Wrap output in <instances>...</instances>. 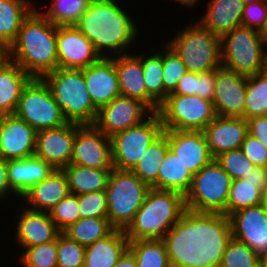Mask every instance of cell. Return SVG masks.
<instances>
[{
	"label": "cell",
	"instance_id": "1",
	"mask_svg": "<svg viewBox=\"0 0 267 267\" xmlns=\"http://www.w3.org/2000/svg\"><path fill=\"white\" fill-rule=\"evenodd\" d=\"M128 241L141 239H198L183 194L151 188L133 221L124 230Z\"/></svg>",
	"mask_w": 267,
	"mask_h": 267
},
{
	"label": "cell",
	"instance_id": "2",
	"mask_svg": "<svg viewBox=\"0 0 267 267\" xmlns=\"http://www.w3.org/2000/svg\"><path fill=\"white\" fill-rule=\"evenodd\" d=\"M117 2L116 0H93L75 25L104 58L128 54L140 33L135 19H132Z\"/></svg>",
	"mask_w": 267,
	"mask_h": 267
},
{
	"label": "cell",
	"instance_id": "3",
	"mask_svg": "<svg viewBox=\"0 0 267 267\" xmlns=\"http://www.w3.org/2000/svg\"><path fill=\"white\" fill-rule=\"evenodd\" d=\"M6 57L20 65L32 78L42 79L58 68L57 26L37 6L24 19Z\"/></svg>",
	"mask_w": 267,
	"mask_h": 267
},
{
	"label": "cell",
	"instance_id": "4",
	"mask_svg": "<svg viewBox=\"0 0 267 267\" xmlns=\"http://www.w3.org/2000/svg\"><path fill=\"white\" fill-rule=\"evenodd\" d=\"M232 181L215 159L194 174L184 197L188 216L198 229L210 224L220 225L227 218Z\"/></svg>",
	"mask_w": 267,
	"mask_h": 267
},
{
	"label": "cell",
	"instance_id": "5",
	"mask_svg": "<svg viewBox=\"0 0 267 267\" xmlns=\"http://www.w3.org/2000/svg\"><path fill=\"white\" fill-rule=\"evenodd\" d=\"M48 85L55 104L68 122L93 125L98 108L87 91L83 69L57 68L42 78Z\"/></svg>",
	"mask_w": 267,
	"mask_h": 267
},
{
	"label": "cell",
	"instance_id": "6",
	"mask_svg": "<svg viewBox=\"0 0 267 267\" xmlns=\"http://www.w3.org/2000/svg\"><path fill=\"white\" fill-rule=\"evenodd\" d=\"M168 44L185 64L187 72L205 73L222 66L221 37L198 22L177 31Z\"/></svg>",
	"mask_w": 267,
	"mask_h": 267
},
{
	"label": "cell",
	"instance_id": "7",
	"mask_svg": "<svg viewBox=\"0 0 267 267\" xmlns=\"http://www.w3.org/2000/svg\"><path fill=\"white\" fill-rule=\"evenodd\" d=\"M151 187L132 171L113 168L105 189L110 224L125 230L133 221Z\"/></svg>",
	"mask_w": 267,
	"mask_h": 267
},
{
	"label": "cell",
	"instance_id": "8",
	"mask_svg": "<svg viewBox=\"0 0 267 267\" xmlns=\"http://www.w3.org/2000/svg\"><path fill=\"white\" fill-rule=\"evenodd\" d=\"M267 39L243 25L221 37L222 67L250 76L263 71Z\"/></svg>",
	"mask_w": 267,
	"mask_h": 267
},
{
	"label": "cell",
	"instance_id": "9",
	"mask_svg": "<svg viewBox=\"0 0 267 267\" xmlns=\"http://www.w3.org/2000/svg\"><path fill=\"white\" fill-rule=\"evenodd\" d=\"M196 251L213 267H261L251 248L215 224L199 228Z\"/></svg>",
	"mask_w": 267,
	"mask_h": 267
},
{
	"label": "cell",
	"instance_id": "10",
	"mask_svg": "<svg viewBox=\"0 0 267 267\" xmlns=\"http://www.w3.org/2000/svg\"><path fill=\"white\" fill-rule=\"evenodd\" d=\"M163 131L160 116L153 112L140 124L114 134L111 137L113 168L132 171Z\"/></svg>",
	"mask_w": 267,
	"mask_h": 267
},
{
	"label": "cell",
	"instance_id": "11",
	"mask_svg": "<svg viewBox=\"0 0 267 267\" xmlns=\"http://www.w3.org/2000/svg\"><path fill=\"white\" fill-rule=\"evenodd\" d=\"M157 113L164 130L204 131L217 116L213 102L197 95L170 94Z\"/></svg>",
	"mask_w": 267,
	"mask_h": 267
},
{
	"label": "cell",
	"instance_id": "12",
	"mask_svg": "<svg viewBox=\"0 0 267 267\" xmlns=\"http://www.w3.org/2000/svg\"><path fill=\"white\" fill-rule=\"evenodd\" d=\"M36 131L62 126L68 121L55 104L43 79L32 78L24 87L14 113Z\"/></svg>",
	"mask_w": 267,
	"mask_h": 267
},
{
	"label": "cell",
	"instance_id": "13",
	"mask_svg": "<svg viewBox=\"0 0 267 267\" xmlns=\"http://www.w3.org/2000/svg\"><path fill=\"white\" fill-rule=\"evenodd\" d=\"M198 239H141L129 241L137 267H180L197 248Z\"/></svg>",
	"mask_w": 267,
	"mask_h": 267
},
{
	"label": "cell",
	"instance_id": "14",
	"mask_svg": "<svg viewBox=\"0 0 267 267\" xmlns=\"http://www.w3.org/2000/svg\"><path fill=\"white\" fill-rule=\"evenodd\" d=\"M227 234L245 243L259 257L267 250V211L264 204L231 213L220 225Z\"/></svg>",
	"mask_w": 267,
	"mask_h": 267
},
{
	"label": "cell",
	"instance_id": "15",
	"mask_svg": "<svg viewBox=\"0 0 267 267\" xmlns=\"http://www.w3.org/2000/svg\"><path fill=\"white\" fill-rule=\"evenodd\" d=\"M152 113L143 102L119 95L98 109L93 125L111 138L118 132L140 124Z\"/></svg>",
	"mask_w": 267,
	"mask_h": 267
},
{
	"label": "cell",
	"instance_id": "16",
	"mask_svg": "<svg viewBox=\"0 0 267 267\" xmlns=\"http://www.w3.org/2000/svg\"><path fill=\"white\" fill-rule=\"evenodd\" d=\"M71 164L96 169H113L111 138L94 125L76 123Z\"/></svg>",
	"mask_w": 267,
	"mask_h": 267
},
{
	"label": "cell",
	"instance_id": "17",
	"mask_svg": "<svg viewBox=\"0 0 267 267\" xmlns=\"http://www.w3.org/2000/svg\"><path fill=\"white\" fill-rule=\"evenodd\" d=\"M58 67L82 70L102 57L76 26H57Z\"/></svg>",
	"mask_w": 267,
	"mask_h": 267
},
{
	"label": "cell",
	"instance_id": "18",
	"mask_svg": "<svg viewBox=\"0 0 267 267\" xmlns=\"http://www.w3.org/2000/svg\"><path fill=\"white\" fill-rule=\"evenodd\" d=\"M247 76L224 67L215 70L214 110L221 117L244 118Z\"/></svg>",
	"mask_w": 267,
	"mask_h": 267
},
{
	"label": "cell",
	"instance_id": "19",
	"mask_svg": "<svg viewBox=\"0 0 267 267\" xmlns=\"http://www.w3.org/2000/svg\"><path fill=\"white\" fill-rule=\"evenodd\" d=\"M76 123L37 131L35 156L43 159L55 170L71 164Z\"/></svg>",
	"mask_w": 267,
	"mask_h": 267
},
{
	"label": "cell",
	"instance_id": "20",
	"mask_svg": "<svg viewBox=\"0 0 267 267\" xmlns=\"http://www.w3.org/2000/svg\"><path fill=\"white\" fill-rule=\"evenodd\" d=\"M36 133L15 114L0 116V157L8 161L34 156Z\"/></svg>",
	"mask_w": 267,
	"mask_h": 267
},
{
	"label": "cell",
	"instance_id": "21",
	"mask_svg": "<svg viewBox=\"0 0 267 267\" xmlns=\"http://www.w3.org/2000/svg\"><path fill=\"white\" fill-rule=\"evenodd\" d=\"M164 131L167 134L169 149L193 175L214 159L203 131Z\"/></svg>",
	"mask_w": 267,
	"mask_h": 267
},
{
	"label": "cell",
	"instance_id": "22",
	"mask_svg": "<svg viewBox=\"0 0 267 267\" xmlns=\"http://www.w3.org/2000/svg\"><path fill=\"white\" fill-rule=\"evenodd\" d=\"M23 207V208H22ZM18 208L16 222L15 243L25 250L26 248L57 240L62 233L48 212L35 211L22 205Z\"/></svg>",
	"mask_w": 267,
	"mask_h": 267
},
{
	"label": "cell",
	"instance_id": "23",
	"mask_svg": "<svg viewBox=\"0 0 267 267\" xmlns=\"http://www.w3.org/2000/svg\"><path fill=\"white\" fill-rule=\"evenodd\" d=\"M83 76L91 100L98 109L121 95L114 57H102L84 68Z\"/></svg>",
	"mask_w": 267,
	"mask_h": 267
},
{
	"label": "cell",
	"instance_id": "24",
	"mask_svg": "<svg viewBox=\"0 0 267 267\" xmlns=\"http://www.w3.org/2000/svg\"><path fill=\"white\" fill-rule=\"evenodd\" d=\"M203 132L215 159L221 153L241 148L248 134V123L242 117L216 116Z\"/></svg>",
	"mask_w": 267,
	"mask_h": 267
},
{
	"label": "cell",
	"instance_id": "25",
	"mask_svg": "<svg viewBox=\"0 0 267 267\" xmlns=\"http://www.w3.org/2000/svg\"><path fill=\"white\" fill-rule=\"evenodd\" d=\"M55 169L43 159L31 156L7 161V176L15 196L21 198L38 182L46 179Z\"/></svg>",
	"mask_w": 267,
	"mask_h": 267
},
{
	"label": "cell",
	"instance_id": "26",
	"mask_svg": "<svg viewBox=\"0 0 267 267\" xmlns=\"http://www.w3.org/2000/svg\"><path fill=\"white\" fill-rule=\"evenodd\" d=\"M206 11L198 20L205 29L222 37L242 25V0H209Z\"/></svg>",
	"mask_w": 267,
	"mask_h": 267
},
{
	"label": "cell",
	"instance_id": "27",
	"mask_svg": "<svg viewBox=\"0 0 267 267\" xmlns=\"http://www.w3.org/2000/svg\"><path fill=\"white\" fill-rule=\"evenodd\" d=\"M69 193L66 174L63 170H54L46 179L29 189L21 199L30 204H26V208L49 213Z\"/></svg>",
	"mask_w": 267,
	"mask_h": 267
},
{
	"label": "cell",
	"instance_id": "28",
	"mask_svg": "<svg viewBox=\"0 0 267 267\" xmlns=\"http://www.w3.org/2000/svg\"><path fill=\"white\" fill-rule=\"evenodd\" d=\"M32 77L20 65L4 57L0 61V116L14 114L24 87Z\"/></svg>",
	"mask_w": 267,
	"mask_h": 267
},
{
	"label": "cell",
	"instance_id": "29",
	"mask_svg": "<svg viewBox=\"0 0 267 267\" xmlns=\"http://www.w3.org/2000/svg\"><path fill=\"white\" fill-rule=\"evenodd\" d=\"M128 246L124 230L114 229L106 237L85 247L84 267H114Z\"/></svg>",
	"mask_w": 267,
	"mask_h": 267
},
{
	"label": "cell",
	"instance_id": "30",
	"mask_svg": "<svg viewBox=\"0 0 267 267\" xmlns=\"http://www.w3.org/2000/svg\"><path fill=\"white\" fill-rule=\"evenodd\" d=\"M119 89L123 96L137 99L146 105V85L141 60L136 54L114 56Z\"/></svg>",
	"mask_w": 267,
	"mask_h": 267
},
{
	"label": "cell",
	"instance_id": "31",
	"mask_svg": "<svg viewBox=\"0 0 267 267\" xmlns=\"http://www.w3.org/2000/svg\"><path fill=\"white\" fill-rule=\"evenodd\" d=\"M35 7L30 0H0V46L4 50L15 41L24 19Z\"/></svg>",
	"mask_w": 267,
	"mask_h": 267
},
{
	"label": "cell",
	"instance_id": "32",
	"mask_svg": "<svg viewBox=\"0 0 267 267\" xmlns=\"http://www.w3.org/2000/svg\"><path fill=\"white\" fill-rule=\"evenodd\" d=\"M71 194L81 195L94 191H104L112 169H96L76 164L64 167Z\"/></svg>",
	"mask_w": 267,
	"mask_h": 267
},
{
	"label": "cell",
	"instance_id": "33",
	"mask_svg": "<svg viewBox=\"0 0 267 267\" xmlns=\"http://www.w3.org/2000/svg\"><path fill=\"white\" fill-rule=\"evenodd\" d=\"M193 176L169 149L159 168L157 182L151 188L176 191L185 196L191 187Z\"/></svg>",
	"mask_w": 267,
	"mask_h": 267
},
{
	"label": "cell",
	"instance_id": "34",
	"mask_svg": "<svg viewBox=\"0 0 267 267\" xmlns=\"http://www.w3.org/2000/svg\"><path fill=\"white\" fill-rule=\"evenodd\" d=\"M152 55H136L142 63L146 85V106L157 112L159 105L163 102V47Z\"/></svg>",
	"mask_w": 267,
	"mask_h": 267
},
{
	"label": "cell",
	"instance_id": "35",
	"mask_svg": "<svg viewBox=\"0 0 267 267\" xmlns=\"http://www.w3.org/2000/svg\"><path fill=\"white\" fill-rule=\"evenodd\" d=\"M169 150L165 131L148 147L132 172L143 182L152 187L158 179L159 168Z\"/></svg>",
	"mask_w": 267,
	"mask_h": 267
},
{
	"label": "cell",
	"instance_id": "36",
	"mask_svg": "<svg viewBox=\"0 0 267 267\" xmlns=\"http://www.w3.org/2000/svg\"><path fill=\"white\" fill-rule=\"evenodd\" d=\"M114 229L107 217H86L78 219L63 233L71 240L87 247L95 241L106 237Z\"/></svg>",
	"mask_w": 267,
	"mask_h": 267
},
{
	"label": "cell",
	"instance_id": "37",
	"mask_svg": "<svg viewBox=\"0 0 267 267\" xmlns=\"http://www.w3.org/2000/svg\"><path fill=\"white\" fill-rule=\"evenodd\" d=\"M92 1L51 0L48 9L40 12L56 26H75L90 7Z\"/></svg>",
	"mask_w": 267,
	"mask_h": 267
},
{
	"label": "cell",
	"instance_id": "38",
	"mask_svg": "<svg viewBox=\"0 0 267 267\" xmlns=\"http://www.w3.org/2000/svg\"><path fill=\"white\" fill-rule=\"evenodd\" d=\"M267 115V75L262 71L247 76L244 119Z\"/></svg>",
	"mask_w": 267,
	"mask_h": 267
},
{
	"label": "cell",
	"instance_id": "39",
	"mask_svg": "<svg viewBox=\"0 0 267 267\" xmlns=\"http://www.w3.org/2000/svg\"><path fill=\"white\" fill-rule=\"evenodd\" d=\"M263 196L254 184L243 179L233 180L227 200V217L237 210L262 204Z\"/></svg>",
	"mask_w": 267,
	"mask_h": 267
},
{
	"label": "cell",
	"instance_id": "40",
	"mask_svg": "<svg viewBox=\"0 0 267 267\" xmlns=\"http://www.w3.org/2000/svg\"><path fill=\"white\" fill-rule=\"evenodd\" d=\"M186 72V66L181 58L167 44L163 48V101L174 92Z\"/></svg>",
	"mask_w": 267,
	"mask_h": 267
},
{
	"label": "cell",
	"instance_id": "41",
	"mask_svg": "<svg viewBox=\"0 0 267 267\" xmlns=\"http://www.w3.org/2000/svg\"><path fill=\"white\" fill-rule=\"evenodd\" d=\"M23 251L19 255L23 267H57V240L29 247Z\"/></svg>",
	"mask_w": 267,
	"mask_h": 267
},
{
	"label": "cell",
	"instance_id": "42",
	"mask_svg": "<svg viewBox=\"0 0 267 267\" xmlns=\"http://www.w3.org/2000/svg\"><path fill=\"white\" fill-rule=\"evenodd\" d=\"M85 247L63 232L57 238V267H84Z\"/></svg>",
	"mask_w": 267,
	"mask_h": 267
},
{
	"label": "cell",
	"instance_id": "43",
	"mask_svg": "<svg viewBox=\"0 0 267 267\" xmlns=\"http://www.w3.org/2000/svg\"><path fill=\"white\" fill-rule=\"evenodd\" d=\"M49 215L61 232L81 218L78 207V195L69 193L59 201Z\"/></svg>",
	"mask_w": 267,
	"mask_h": 267
},
{
	"label": "cell",
	"instance_id": "44",
	"mask_svg": "<svg viewBox=\"0 0 267 267\" xmlns=\"http://www.w3.org/2000/svg\"><path fill=\"white\" fill-rule=\"evenodd\" d=\"M215 160L222 166L232 180L242 179L255 166L245 157L241 148L221 153Z\"/></svg>",
	"mask_w": 267,
	"mask_h": 267
},
{
	"label": "cell",
	"instance_id": "45",
	"mask_svg": "<svg viewBox=\"0 0 267 267\" xmlns=\"http://www.w3.org/2000/svg\"><path fill=\"white\" fill-rule=\"evenodd\" d=\"M78 207L81 218L107 217L108 206L105 190L78 195Z\"/></svg>",
	"mask_w": 267,
	"mask_h": 267
},
{
	"label": "cell",
	"instance_id": "46",
	"mask_svg": "<svg viewBox=\"0 0 267 267\" xmlns=\"http://www.w3.org/2000/svg\"><path fill=\"white\" fill-rule=\"evenodd\" d=\"M267 19V1L244 4L242 25L262 32Z\"/></svg>",
	"mask_w": 267,
	"mask_h": 267
},
{
	"label": "cell",
	"instance_id": "47",
	"mask_svg": "<svg viewBox=\"0 0 267 267\" xmlns=\"http://www.w3.org/2000/svg\"><path fill=\"white\" fill-rule=\"evenodd\" d=\"M241 150L255 167L267 168V149L257 138L248 133Z\"/></svg>",
	"mask_w": 267,
	"mask_h": 267
},
{
	"label": "cell",
	"instance_id": "48",
	"mask_svg": "<svg viewBox=\"0 0 267 267\" xmlns=\"http://www.w3.org/2000/svg\"><path fill=\"white\" fill-rule=\"evenodd\" d=\"M199 74L186 72L179 80L174 92V95H197L198 96Z\"/></svg>",
	"mask_w": 267,
	"mask_h": 267
},
{
	"label": "cell",
	"instance_id": "49",
	"mask_svg": "<svg viewBox=\"0 0 267 267\" xmlns=\"http://www.w3.org/2000/svg\"><path fill=\"white\" fill-rule=\"evenodd\" d=\"M215 93V70L200 73L198 82V96L213 101Z\"/></svg>",
	"mask_w": 267,
	"mask_h": 267
},
{
	"label": "cell",
	"instance_id": "50",
	"mask_svg": "<svg viewBox=\"0 0 267 267\" xmlns=\"http://www.w3.org/2000/svg\"><path fill=\"white\" fill-rule=\"evenodd\" d=\"M248 133L257 138L267 149V115L247 120Z\"/></svg>",
	"mask_w": 267,
	"mask_h": 267
},
{
	"label": "cell",
	"instance_id": "51",
	"mask_svg": "<svg viewBox=\"0 0 267 267\" xmlns=\"http://www.w3.org/2000/svg\"><path fill=\"white\" fill-rule=\"evenodd\" d=\"M243 180L254 184L263 194L267 189V168L254 167L248 174L242 177Z\"/></svg>",
	"mask_w": 267,
	"mask_h": 267
},
{
	"label": "cell",
	"instance_id": "52",
	"mask_svg": "<svg viewBox=\"0 0 267 267\" xmlns=\"http://www.w3.org/2000/svg\"><path fill=\"white\" fill-rule=\"evenodd\" d=\"M14 193L8 182L7 161L0 157V200L10 199L8 197H11L12 194L15 195Z\"/></svg>",
	"mask_w": 267,
	"mask_h": 267
},
{
	"label": "cell",
	"instance_id": "53",
	"mask_svg": "<svg viewBox=\"0 0 267 267\" xmlns=\"http://www.w3.org/2000/svg\"><path fill=\"white\" fill-rule=\"evenodd\" d=\"M114 267H137L133 253L127 249Z\"/></svg>",
	"mask_w": 267,
	"mask_h": 267
},
{
	"label": "cell",
	"instance_id": "54",
	"mask_svg": "<svg viewBox=\"0 0 267 267\" xmlns=\"http://www.w3.org/2000/svg\"><path fill=\"white\" fill-rule=\"evenodd\" d=\"M191 267H213L196 250L191 252Z\"/></svg>",
	"mask_w": 267,
	"mask_h": 267
},
{
	"label": "cell",
	"instance_id": "55",
	"mask_svg": "<svg viewBox=\"0 0 267 267\" xmlns=\"http://www.w3.org/2000/svg\"><path fill=\"white\" fill-rule=\"evenodd\" d=\"M173 1V0H172ZM177 3H180L181 5H185L186 7H194L199 0H174Z\"/></svg>",
	"mask_w": 267,
	"mask_h": 267
},
{
	"label": "cell",
	"instance_id": "56",
	"mask_svg": "<svg viewBox=\"0 0 267 267\" xmlns=\"http://www.w3.org/2000/svg\"><path fill=\"white\" fill-rule=\"evenodd\" d=\"M260 264H261V267H267V250H266V252L260 257Z\"/></svg>",
	"mask_w": 267,
	"mask_h": 267
},
{
	"label": "cell",
	"instance_id": "57",
	"mask_svg": "<svg viewBox=\"0 0 267 267\" xmlns=\"http://www.w3.org/2000/svg\"><path fill=\"white\" fill-rule=\"evenodd\" d=\"M180 267H191V253L186 257L185 262Z\"/></svg>",
	"mask_w": 267,
	"mask_h": 267
},
{
	"label": "cell",
	"instance_id": "58",
	"mask_svg": "<svg viewBox=\"0 0 267 267\" xmlns=\"http://www.w3.org/2000/svg\"><path fill=\"white\" fill-rule=\"evenodd\" d=\"M266 47H267V46H266ZM263 72L267 75V48H266V51H265V58H264Z\"/></svg>",
	"mask_w": 267,
	"mask_h": 267
},
{
	"label": "cell",
	"instance_id": "59",
	"mask_svg": "<svg viewBox=\"0 0 267 267\" xmlns=\"http://www.w3.org/2000/svg\"><path fill=\"white\" fill-rule=\"evenodd\" d=\"M6 57V50H4L1 46H0V61Z\"/></svg>",
	"mask_w": 267,
	"mask_h": 267
},
{
	"label": "cell",
	"instance_id": "60",
	"mask_svg": "<svg viewBox=\"0 0 267 267\" xmlns=\"http://www.w3.org/2000/svg\"><path fill=\"white\" fill-rule=\"evenodd\" d=\"M263 204L265 206V209L267 211V189L266 191L264 192V196H263Z\"/></svg>",
	"mask_w": 267,
	"mask_h": 267
},
{
	"label": "cell",
	"instance_id": "61",
	"mask_svg": "<svg viewBox=\"0 0 267 267\" xmlns=\"http://www.w3.org/2000/svg\"><path fill=\"white\" fill-rule=\"evenodd\" d=\"M263 36L267 39V19H266V24L264 30L261 32Z\"/></svg>",
	"mask_w": 267,
	"mask_h": 267
},
{
	"label": "cell",
	"instance_id": "62",
	"mask_svg": "<svg viewBox=\"0 0 267 267\" xmlns=\"http://www.w3.org/2000/svg\"><path fill=\"white\" fill-rule=\"evenodd\" d=\"M244 4L251 3V2H257V1H266V0H242Z\"/></svg>",
	"mask_w": 267,
	"mask_h": 267
}]
</instances>
